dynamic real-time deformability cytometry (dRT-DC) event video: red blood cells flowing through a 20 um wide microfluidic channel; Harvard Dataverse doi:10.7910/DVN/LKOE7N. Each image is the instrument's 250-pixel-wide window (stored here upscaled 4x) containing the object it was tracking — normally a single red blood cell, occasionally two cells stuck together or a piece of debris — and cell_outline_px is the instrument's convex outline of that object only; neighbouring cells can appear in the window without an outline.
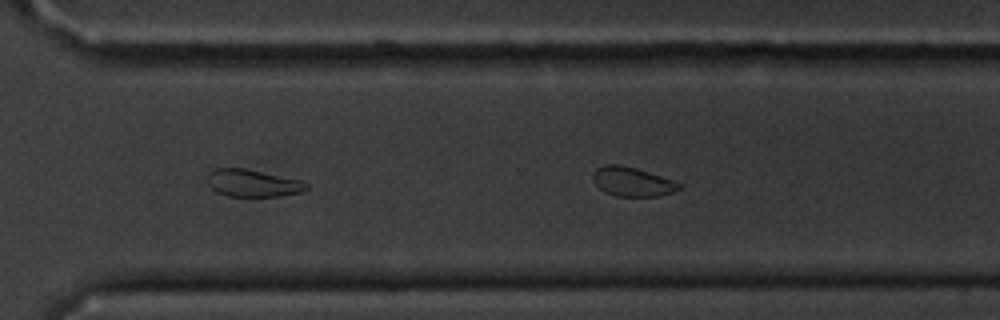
{"species": "common noctule bat (a hibernating species)", "species_latin": "Nyctalus noctula", "temperature_condition": "cold", "stored_images_in_passage": 31, "camera_frame_rate_fps": 3000, "um_per_image_px": 0.085, "animal": {"sex": "male", "body_mass_g": 20.1, "forearm_length_mm": 53.5}, "frame": {"image": 1, "passage_image": 27, "time_ms": 8.667, "image_size_px": [1000, 320], "cell_outline_px": [[308, 188], [300, 192], [276, 196], [228, 196], [216, 192], [208, 184], [208, 172], [216, 168], [244, 168], [300, 180], [308, 184]], "centroid_in_image_um": [21.45, 15.56], "position_along_channel_um": 349.2, "area_um2": 15.55}, "authors_computed_cell_mechanics": {"area_um2": 15.8372, "velocity_mm_per_s": 3.5878, "shape_relaxation_time_tau1_ms": 6.7407, "shape_relaxation_time_tau2_ms": null, "deformation_change_tau1": 0.1348, "deformation_change_tau2": null}}